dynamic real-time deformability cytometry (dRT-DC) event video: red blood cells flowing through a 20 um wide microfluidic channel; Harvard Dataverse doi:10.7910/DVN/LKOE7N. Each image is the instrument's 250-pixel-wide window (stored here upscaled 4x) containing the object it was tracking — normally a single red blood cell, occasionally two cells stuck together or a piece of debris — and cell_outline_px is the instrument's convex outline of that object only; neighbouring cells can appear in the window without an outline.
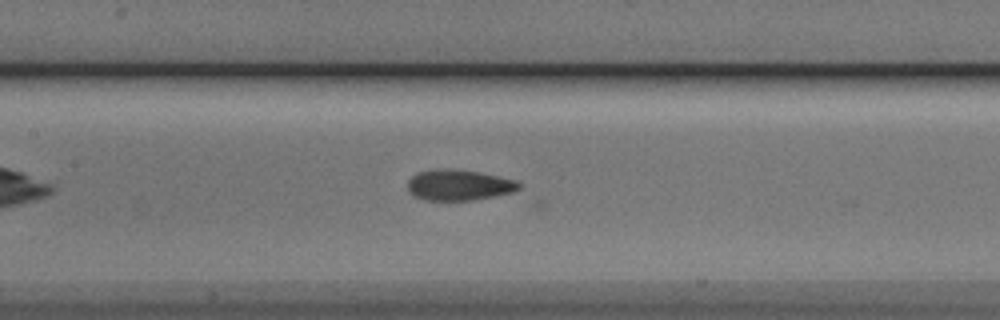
{"species": "Egyptian fruit bat (a non-hibernating species)", "species_latin": "Rousettus aegyptiacus", "temperature_condition": "cold", "stored_images_in_passage": 24, "camera_frame_rate_fps": 3000, "um_per_image_px": 0.085, "animal": {"sex": "male"}, "frame": {"image": 1, "passage_image": 13, "time_ms": 4.0, "image_size_px": [1000, 320], "cell_outline_px": [[520, 188], [512, 192], [496, 196], [472, 200], [424, 200], [412, 196], [408, 192], [408, 180], [416, 172], [476, 172], [516, 180], [520, 184]], "centroid_in_image_um": [39.01, 15.8], "position_along_channel_um": 168.4, "area_um2": 19.02}}
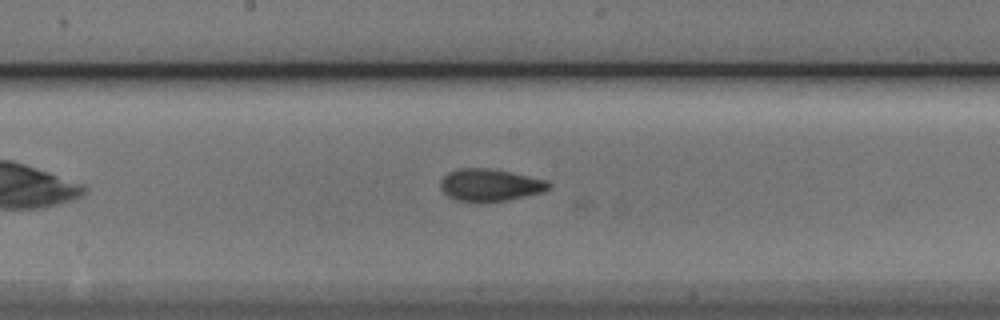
{"frame": {"image": 2, "passage_image": 16, "time_ms": 5.0, "image_size_px": [1000, 320], "cell_outline_px": [[552, 184], [544, 192], [508, 200], [484, 204], [476, 204], [456, 200], [448, 196], [440, 188], [440, 184], [444, 176], [448, 172], [460, 168], [488, 168], [548, 180]], "centroid_in_image_um": [41.64, 15.76], "position_along_channel_um": 206.6, "area_um2": 20.75}}